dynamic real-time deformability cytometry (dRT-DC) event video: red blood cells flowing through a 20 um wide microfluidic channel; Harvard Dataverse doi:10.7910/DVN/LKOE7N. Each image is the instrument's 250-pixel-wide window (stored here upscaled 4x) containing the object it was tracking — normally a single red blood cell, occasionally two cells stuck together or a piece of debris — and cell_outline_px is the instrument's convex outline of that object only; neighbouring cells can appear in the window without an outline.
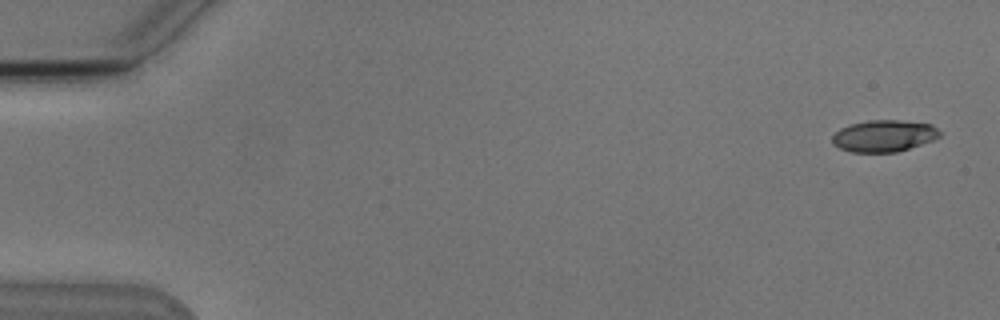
{"species": "Egyptian fruit bat (a non-hibernating species)", "species_latin": "Rousettus aegyptiacus", "temperature_condition": "cold", "stored_images_in_passage": 5, "camera_frame_rate_fps": 3000, "um_per_image_px": 0.085, "animal": {"sex": "male"}, "frame": {"image": 1, "passage_image": 1, "time_ms": 0.0, "image_size_px": [1000, 320], "cell_outline_px": [[940, 136], [932, 140], [896, 152], [852, 152], [840, 148], [832, 144], [832, 136], [840, 128], [852, 124], [868, 120], [900, 120], [932, 124], [940, 132]], "centroid_in_image_um": [75.11, 11.54], "position_along_channel_um": 9.9, "area_um2": 19.71}}
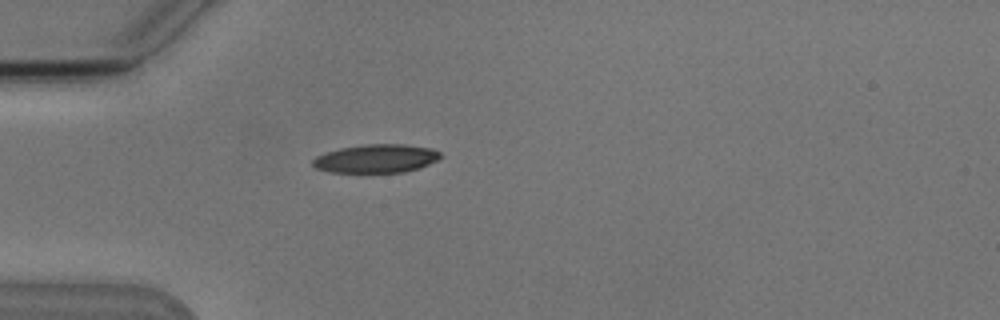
{"frame": {"image": 2, "passage_image": 5, "time_ms": 4.667, "image_size_px": [1000, 320], "cell_outline_px": [[444, 156], [420, 168], [404, 172], [328, 172], [316, 168], [312, 164], [312, 160], [316, 156], [324, 152], [340, 148], [364, 144], [404, 144], [432, 148], [440, 152]], "centroid_in_image_um": [31.97, 13.47], "position_along_channel_um": 53.0, "area_um2": 21.33}}